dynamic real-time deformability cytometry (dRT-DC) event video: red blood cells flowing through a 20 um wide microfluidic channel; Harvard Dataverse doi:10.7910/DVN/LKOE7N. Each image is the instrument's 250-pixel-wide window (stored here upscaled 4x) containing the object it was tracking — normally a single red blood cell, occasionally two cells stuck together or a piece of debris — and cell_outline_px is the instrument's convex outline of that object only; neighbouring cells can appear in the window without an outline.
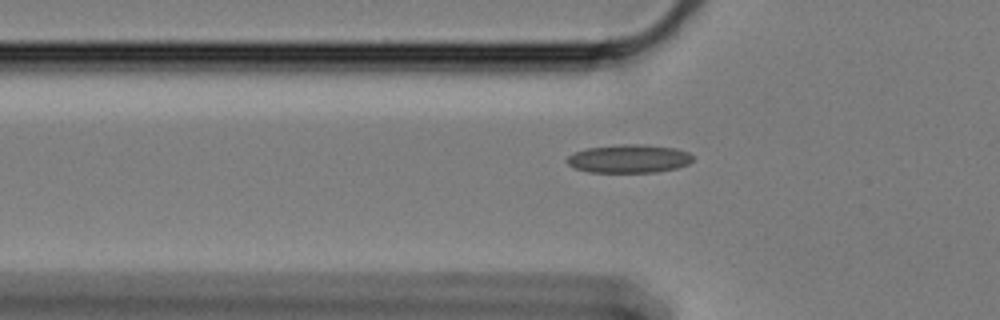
{"species": "Egyptian fruit bat (a non-hibernating species)", "species_latin": "Rousettus aegyptiacus", "temperature_condition": "cold", "stored_images_in_passage": 39, "camera_frame_rate_fps": 3000, "um_per_image_px": 0.085, "animal": {"sex": "female"}, "frame": {"image": 1, "passage_image": 5, "time_ms": 1.333, "image_size_px": [1000, 320], "cell_outline_px": [[692, 160], [688, 164], [676, 168], [656, 172], [588, 172], [576, 168], [568, 164], [564, 160], [568, 156], [576, 152], [588, 148], [620, 144], [644, 144], [676, 148], [688, 152], [692, 156]], "centroid_in_image_um": [53.46, 13.48], "position_along_channel_um": 72.3, "area_um2": 20.75}}
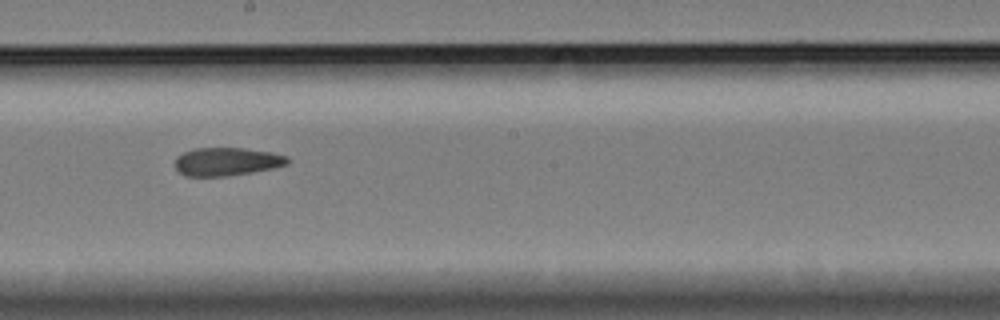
{"frame": {"image": 2, "passage_image": 19, "time_ms": 6.0, "image_size_px": [1000, 320], "cell_outline_px": [[288, 164], [276, 168], [228, 176], [184, 176], [176, 168], [176, 156], [184, 152], [196, 148], [244, 148], [272, 152], [288, 156]], "centroid_in_image_um": [19.3, 13.74], "position_along_channel_um": 228.9, "area_um2": 18.55}}
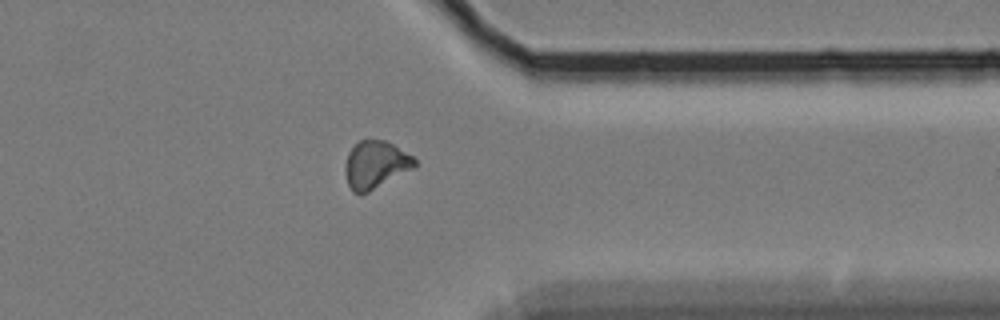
{"frame": {"image": 3, "passage_image": 33, "time_ms": 10.667, "image_size_px": [1000, 320], "cell_outline_px": [[416, 164], [412, 168], [368, 192], [352, 192], [348, 184], [344, 172], [344, 164], [348, 152], [360, 140], [384, 140], [392, 144], [412, 156], [416, 160]], "centroid_in_image_um": [31.87, 13.99], "position_along_channel_um": 379.5, "area_um2": 18.84}, "authors_computed_cell_mechanics": {"area_um2": 19.074, "velocity_mm_per_s": 3.3374, "shape_relaxation_time_tau1_ms": 7.7804, "shape_relaxation_time_tau2_ms": 3.2924, "deformation_change_tau1": 0.1307, "deformation_change_tau2": 0.1023}}